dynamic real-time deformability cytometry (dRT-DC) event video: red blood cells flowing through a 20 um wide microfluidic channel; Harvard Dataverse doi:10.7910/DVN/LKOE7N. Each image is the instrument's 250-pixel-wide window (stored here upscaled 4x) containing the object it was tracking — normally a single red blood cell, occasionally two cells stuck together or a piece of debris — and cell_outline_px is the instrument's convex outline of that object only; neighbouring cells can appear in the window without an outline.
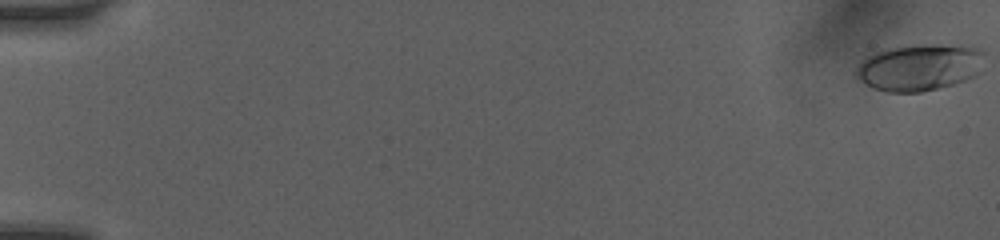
{"species": "human", "species_latin": "Homo sapiens", "temperature_condition": "room temperature", "stored_images_in_passage": 88, "camera_frame_rate_fps": 3000, "um_per_image_px": 0.085, "donor": {"sex": "female"}, "frame": {"image": 1, "passage_image": 1, "time_ms": 0.0, "image_size_px": [1000, 240], "cell_outline_px": [[984, 52], [976, 76], [952, 84], [920, 92], [888, 92], [872, 88], [860, 80], [856, 76], [856, 68], [868, 56], [884, 48], [920, 44], [936, 44], [980, 48]], "centroid_in_image_um": [78.12, 5.72], "position_along_channel_um": 6.9, "area_um2": 34.62}}
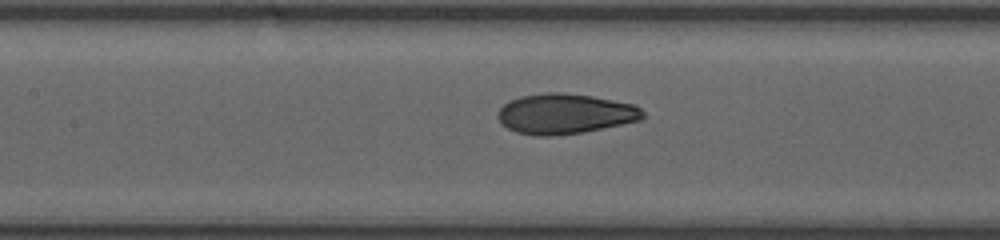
{"frame": {"image": 2, "passage_image": 44, "time_ms": 8.333, "image_size_px": [1000, 240], "cell_outline_px": [[644, 116], [640, 120], [580, 132], [552, 136], [536, 136], [516, 132], [500, 124], [496, 116], [500, 108], [508, 100], [520, 96], [544, 92], [564, 92], [592, 96], [636, 104], [644, 112]], "centroid_in_image_um": [47.97, 9.66], "position_along_channel_um": 159.4, "area_um2": 34.1}}
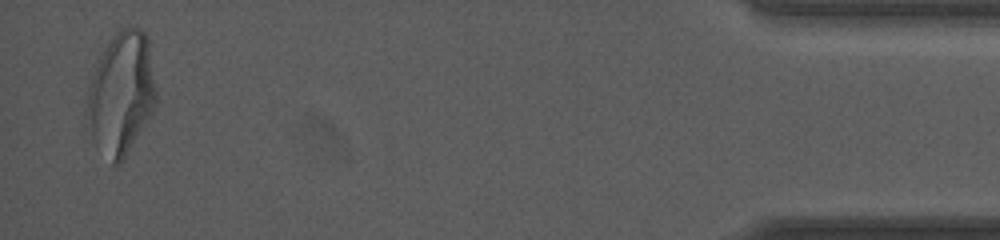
{"frame": {"image": 3, "passage_image": 85, "time_ms": 16.667, "image_size_px": [1000, 240], "cell_outline_px": [[156, 100], [152, 112], [120, 164], [112, 164], [92, 136], [88, 112], [88, 92], [92, 76], [100, 56], [104, 48], [112, 36], [120, 28], [140, 28], [148, 36], [156, 92]], "centroid_in_image_um": [10.34, 7.88], "position_along_channel_um": 424.9, "area_um2": 48.09}, "authors_computed_cell_mechanics": {"area_um2": 33.6974, "velocity_mm_per_s": 4.1045, "shape_relaxation_time_tau1_ms": 3.565, "shape_relaxation_time_tau2_ms": 0.7536, "deformation_change_tau1": 0.1837, "deformation_change_tau2": 0.0671}}